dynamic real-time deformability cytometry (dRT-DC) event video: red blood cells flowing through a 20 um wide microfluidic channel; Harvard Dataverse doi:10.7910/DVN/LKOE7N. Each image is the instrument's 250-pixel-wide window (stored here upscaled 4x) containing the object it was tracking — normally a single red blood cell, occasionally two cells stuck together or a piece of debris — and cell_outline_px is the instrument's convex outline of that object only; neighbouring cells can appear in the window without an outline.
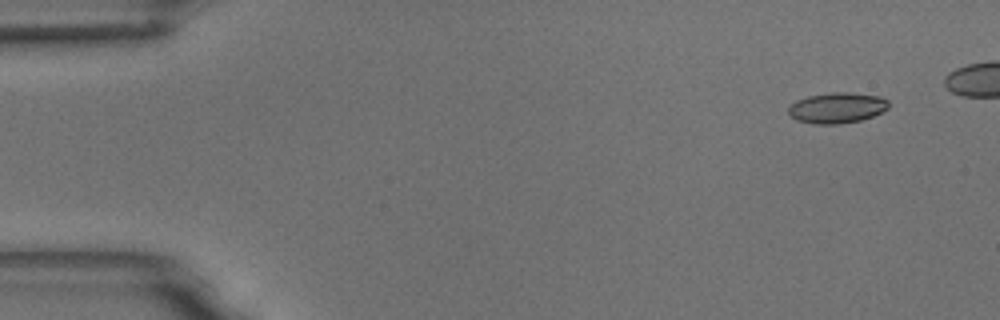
{"species": "common noctule bat (a hibernating species)", "species_latin": "Nyctalus noctula", "temperature_condition": "room temperature", "stored_images_in_passage": 49, "camera_frame_rate_fps": 3000, "um_per_image_px": 0.085, "animal": {"sex": "male", "body_mass_g": 18.8}, "frame": {"image": 1, "passage_image": 1, "time_ms": 0.0, "image_size_px": [1000, 320], "cell_outline_px": [[888, 108], [872, 116], [860, 120], [840, 124], [812, 124], [796, 120], [788, 112], [788, 108], [796, 100], [808, 96], [828, 92], [852, 92], [880, 96], [888, 100]], "centroid_in_image_um": [71.14, 9.16], "position_along_channel_um": 13.9, "area_um2": 17.98}}
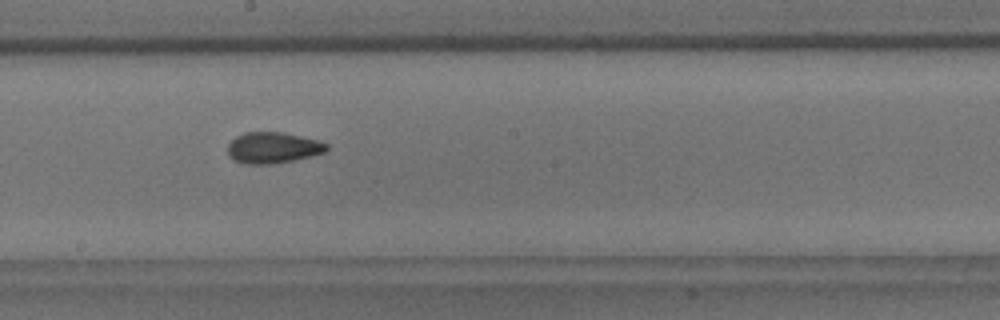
{"frame": {"image": 2, "passage_image": 29, "time_ms": 9.333, "image_size_px": [1000, 320], "cell_outline_px": [[328, 148], [324, 152], [312, 156], [292, 160], [268, 164], [244, 164], [228, 156], [228, 144], [236, 136], [244, 132], [284, 132], [320, 140], [328, 144]], "centroid_in_image_um": [23.21, 12.54], "position_along_channel_um": 225.0, "area_um2": 17.98}}
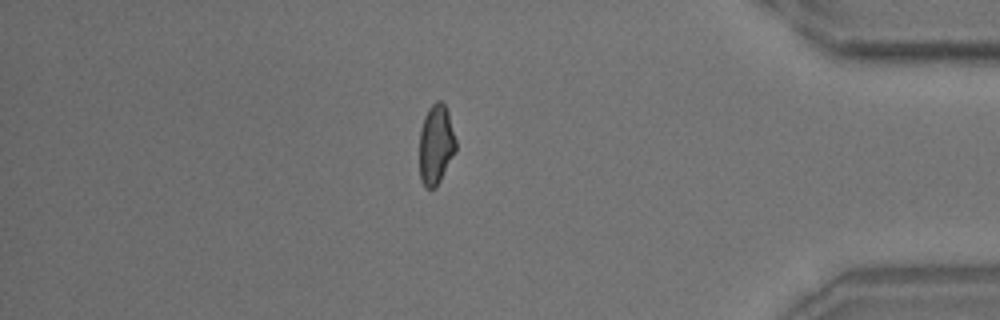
{"frame": {"image": 3, "passage_image": 47, "time_ms": 15.333, "image_size_px": [1000, 320], "cell_outline_px": [[456, 152], [436, 188], [428, 188], [420, 180], [420, 128], [424, 116], [428, 108], [436, 100], [440, 100], [444, 104], [448, 112], [456, 140]], "centroid_in_image_um": [37.06, 12.27], "position_along_channel_um": 398.1, "area_um2": 17.05}, "authors_computed_cell_mechanics": {"area_um2": 17.7446, "velocity_mm_per_s": 3.4468, "shape_relaxation_time_tau1_ms": null, "shape_relaxation_time_tau2_ms": 2.1971, "deformation_change_tau1": null, "deformation_change_tau2": 0.0798}}